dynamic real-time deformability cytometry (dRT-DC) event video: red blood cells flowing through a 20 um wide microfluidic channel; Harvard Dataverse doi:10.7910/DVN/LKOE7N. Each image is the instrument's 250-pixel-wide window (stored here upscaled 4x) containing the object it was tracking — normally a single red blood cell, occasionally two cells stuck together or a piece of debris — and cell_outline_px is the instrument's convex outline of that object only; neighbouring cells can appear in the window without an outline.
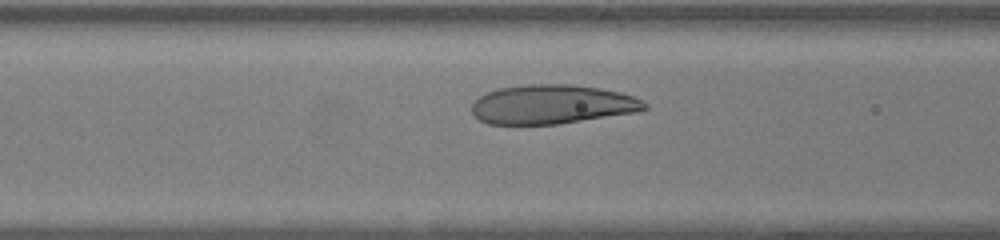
{"species": "human", "species_latin": "Homo sapiens", "temperature_condition": "warm", "stored_images_in_passage": 29, "camera_frame_rate_fps": 3000, "um_per_image_px": 0.085, "donor": {"sex": "female"}, "frame": {"image": 1, "passage_image": 8, "time_ms": 2.333, "image_size_px": [1000, 240], "cell_outline_px": [[648, 108], [636, 112], [560, 124], [488, 124], [480, 120], [472, 112], [472, 104], [480, 96], [488, 92], [500, 88], [528, 84], [568, 84], [600, 88], [620, 92], [632, 96], [648, 104]], "centroid_in_image_um": [46.94, 8.88], "position_along_channel_um": 119.7, "area_um2": 39.3}}
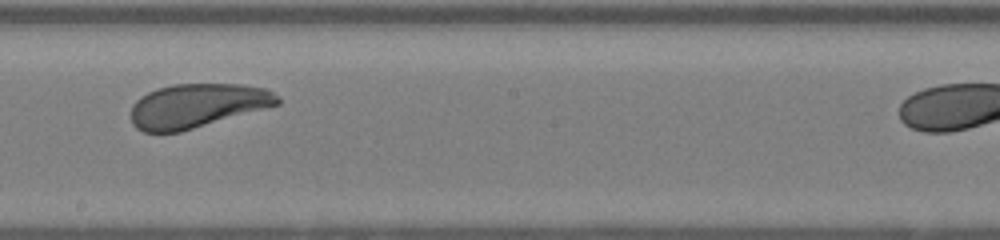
{"frame": {"image": 2, "passage_image": 16, "time_ms": 5.0, "image_size_px": [1000, 240], "cell_outline_px": [[280, 104], [180, 132], [144, 132], [136, 128], [132, 124], [132, 104], [140, 96], [148, 92], [172, 84], [240, 84], [268, 88], [280, 96]], "centroid_in_image_um": [16.78, 8.97], "position_along_channel_um": 231.4, "area_um2": 37.63}}
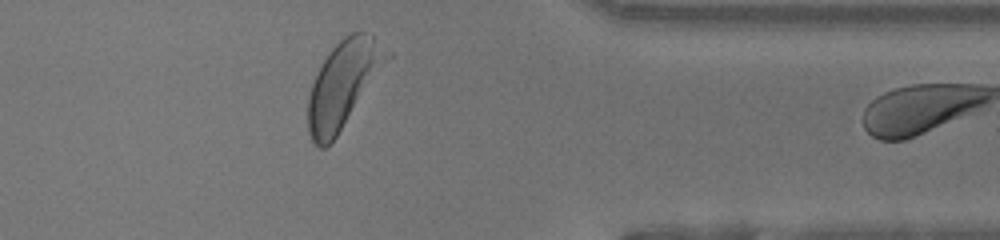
{"frame": {"image": 3, "passage_image": 28, "time_ms": 9.0, "image_size_px": [1000, 240], "cell_outline_px": [[372, 60], [356, 96], [336, 136], [324, 148], [320, 148], [312, 140], [308, 132], [308, 96], [312, 84], [324, 60], [332, 48], [344, 36], [352, 32], [364, 32], [372, 36]], "centroid_in_image_um": [28.71, 7.32], "position_along_channel_um": 382.7, "area_um2": 32.31}}